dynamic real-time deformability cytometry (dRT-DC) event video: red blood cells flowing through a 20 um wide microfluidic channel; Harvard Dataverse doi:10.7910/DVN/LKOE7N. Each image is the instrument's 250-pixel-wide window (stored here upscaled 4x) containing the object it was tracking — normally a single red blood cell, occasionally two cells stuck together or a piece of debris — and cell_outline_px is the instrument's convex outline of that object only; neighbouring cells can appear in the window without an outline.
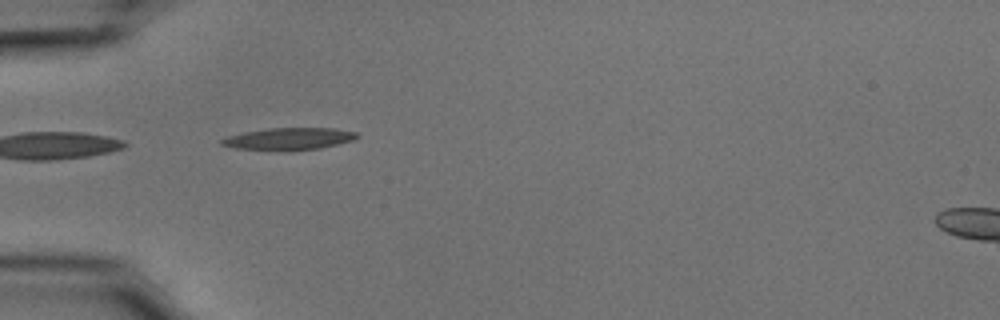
{"species": "common noctule bat (a hibernating species)", "species_latin": "Nyctalus noctula", "temperature_condition": "cold", "stored_images_in_passage": 3, "camera_frame_rate_fps": 3000, "um_per_image_px": 0.085, "animal": {"sex": "male", "body_mass_g": 15.6}, "frame": {"image": 1, "passage_image": 1, "time_ms": 0.0, "image_size_px": [1000, 320], "cell_outline_px": [[360, 136], [352, 140], [320, 148], [236, 148], [220, 144], [220, 140], [228, 136], [244, 132], [268, 128], [336, 128], [356, 132]], "centroid_in_image_um": [24.6, 11.74], "position_along_channel_um": 60.4, "area_um2": 16.42}}